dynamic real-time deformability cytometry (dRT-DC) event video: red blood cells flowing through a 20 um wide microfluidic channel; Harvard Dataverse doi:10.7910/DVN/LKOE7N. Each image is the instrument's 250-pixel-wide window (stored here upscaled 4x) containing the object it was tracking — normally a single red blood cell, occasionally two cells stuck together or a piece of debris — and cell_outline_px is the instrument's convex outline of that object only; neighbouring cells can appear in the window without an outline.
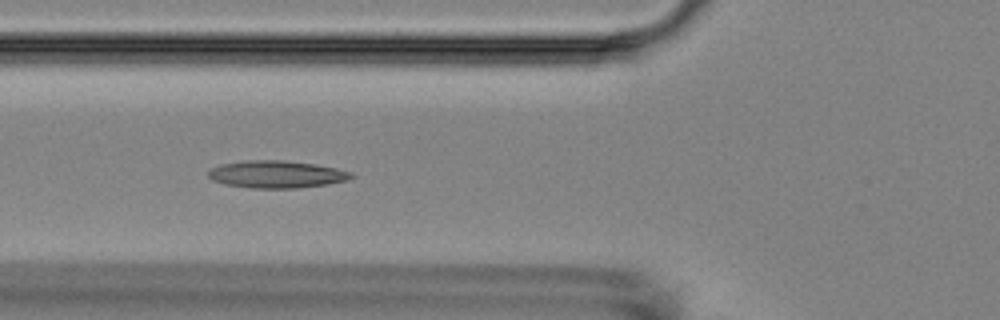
{"species": "Egyptian fruit bat (a non-hibernating species)", "species_latin": "Rousettus aegyptiacus", "temperature_condition": "room temperature", "stored_images_in_passage": 3, "camera_frame_rate_fps": 3000, "um_per_image_px": 0.085, "animal": {"sex": "female"}, "frame": {"image": 1, "passage_image": 2, "time_ms": 1.0, "image_size_px": [1000, 320], "cell_outline_px": [[356, 176], [348, 180], [328, 184], [296, 188], [252, 188], [224, 184], [212, 180], [208, 176], [208, 172], [212, 168], [220, 164], [244, 160], [284, 160], [316, 164], [336, 168], [352, 172]], "centroid_in_image_um": [23.52, 14.81], "position_along_channel_um": 102.3, "area_um2": 22.95}}